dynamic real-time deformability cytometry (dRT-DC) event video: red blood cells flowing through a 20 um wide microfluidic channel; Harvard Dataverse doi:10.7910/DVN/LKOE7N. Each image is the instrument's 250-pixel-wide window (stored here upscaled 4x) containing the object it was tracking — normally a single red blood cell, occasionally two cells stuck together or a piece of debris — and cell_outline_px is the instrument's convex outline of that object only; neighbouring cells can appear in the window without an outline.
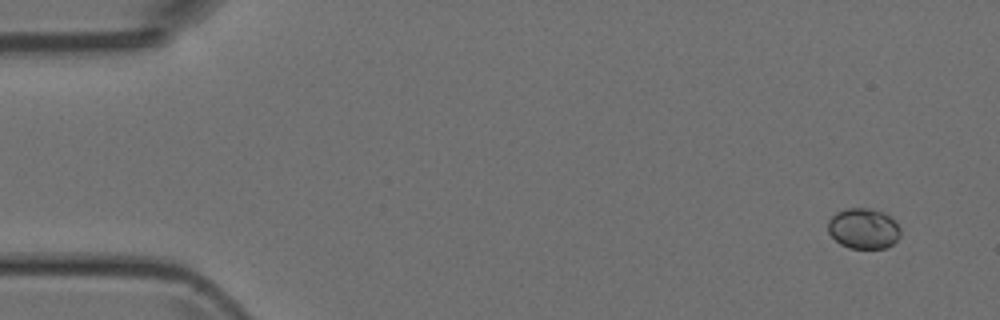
{"species": "Egyptian fruit bat (a non-hibernating species)", "species_latin": "Rousettus aegyptiacus", "temperature_condition": "room temperature", "stored_images_in_passage": 4, "camera_frame_rate_fps": 3000, "um_per_image_px": 0.085, "animal": {"sex": "female"}, "frame": {"image": 1, "passage_image": 1, "time_ms": 0.0, "image_size_px": [1000, 320], "cell_outline_px": [[900, 236], [892, 244], [884, 248], [848, 248], [840, 244], [828, 232], [828, 220], [836, 212], [848, 208], [868, 208], [884, 212], [900, 228]], "centroid_in_image_um": [73.37, 19.42], "position_along_channel_um": 11.6, "area_um2": 16.99}}